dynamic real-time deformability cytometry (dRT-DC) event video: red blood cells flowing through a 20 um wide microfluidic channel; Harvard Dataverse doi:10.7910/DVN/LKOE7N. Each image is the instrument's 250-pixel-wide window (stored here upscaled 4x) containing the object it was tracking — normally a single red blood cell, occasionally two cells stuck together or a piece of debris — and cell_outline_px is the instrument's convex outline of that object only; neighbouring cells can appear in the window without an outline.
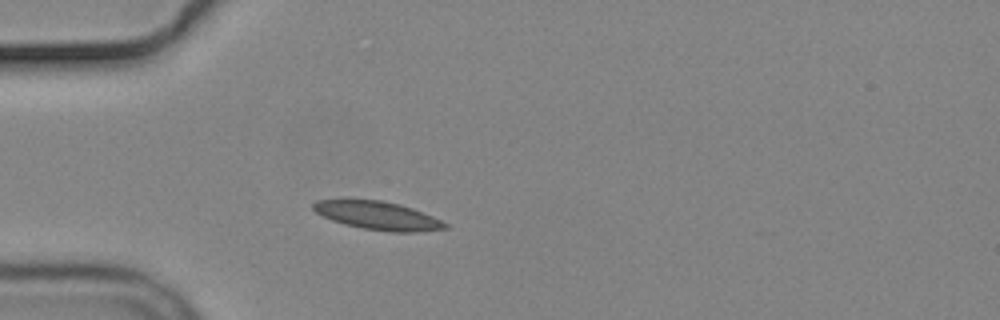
{"species": "common noctule bat (a hibernating species)", "species_latin": "Nyctalus noctula", "temperature_condition": "cold", "stored_images_in_passage": 4, "camera_frame_rate_fps": 3000, "um_per_image_px": 0.085, "animal": {"sex": "male", "body_mass_g": 19.2, "forearm_length_mm": 51.8}, "frame": {"image": 1, "passage_image": 3, "time_ms": 2.667, "image_size_px": [1000, 320], "cell_outline_px": [[448, 228], [416, 232], [392, 232], [364, 228], [344, 224], [332, 220], [316, 212], [312, 208], [312, 204], [316, 200], [384, 200], [400, 204], [412, 208], [432, 216], [448, 224]], "centroid_in_image_um": [32.12, 18.32], "position_along_channel_um": 52.9, "area_um2": 21.5}}